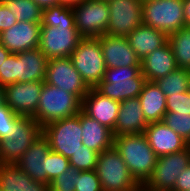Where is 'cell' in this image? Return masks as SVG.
Returning <instances> with one entry per match:
<instances>
[{"label":"cell","instance_id":"cell-41","mask_svg":"<svg viewBox=\"0 0 190 191\" xmlns=\"http://www.w3.org/2000/svg\"><path fill=\"white\" fill-rule=\"evenodd\" d=\"M37 4L42 10L52 6L60 5L59 0H32Z\"/></svg>","mask_w":190,"mask_h":191},{"label":"cell","instance_id":"cell-23","mask_svg":"<svg viewBox=\"0 0 190 191\" xmlns=\"http://www.w3.org/2000/svg\"><path fill=\"white\" fill-rule=\"evenodd\" d=\"M82 143L97 153L114 147L113 131L80 111Z\"/></svg>","mask_w":190,"mask_h":191},{"label":"cell","instance_id":"cell-45","mask_svg":"<svg viewBox=\"0 0 190 191\" xmlns=\"http://www.w3.org/2000/svg\"><path fill=\"white\" fill-rule=\"evenodd\" d=\"M129 191H148V190L146 189L145 185L139 184L137 187Z\"/></svg>","mask_w":190,"mask_h":191},{"label":"cell","instance_id":"cell-15","mask_svg":"<svg viewBox=\"0 0 190 191\" xmlns=\"http://www.w3.org/2000/svg\"><path fill=\"white\" fill-rule=\"evenodd\" d=\"M41 23L17 22L0 33V43L11 53H20L39 47Z\"/></svg>","mask_w":190,"mask_h":191},{"label":"cell","instance_id":"cell-18","mask_svg":"<svg viewBox=\"0 0 190 191\" xmlns=\"http://www.w3.org/2000/svg\"><path fill=\"white\" fill-rule=\"evenodd\" d=\"M119 109V101L102 95L95 88H90L82 100V111L113 132Z\"/></svg>","mask_w":190,"mask_h":191},{"label":"cell","instance_id":"cell-7","mask_svg":"<svg viewBox=\"0 0 190 191\" xmlns=\"http://www.w3.org/2000/svg\"><path fill=\"white\" fill-rule=\"evenodd\" d=\"M82 39L75 23L55 24V27L41 26L38 48L48 60L70 57Z\"/></svg>","mask_w":190,"mask_h":191},{"label":"cell","instance_id":"cell-32","mask_svg":"<svg viewBox=\"0 0 190 191\" xmlns=\"http://www.w3.org/2000/svg\"><path fill=\"white\" fill-rule=\"evenodd\" d=\"M162 121L190 143V114L166 112Z\"/></svg>","mask_w":190,"mask_h":191},{"label":"cell","instance_id":"cell-19","mask_svg":"<svg viewBox=\"0 0 190 191\" xmlns=\"http://www.w3.org/2000/svg\"><path fill=\"white\" fill-rule=\"evenodd\" d=\"M50 150V143L42 134L15 164L34 181L47 184L46 156Z\"/></svg>","mask_w":190,"mask_h":191},{"label":"cell","instance_id":"cell-27","mask_svg":"<svg viewBox=\"0 0 190 191\" xmlns=\"http://www.w3.org/2000/svg\"><path fill=\"white\" fill-rule=\"evenodd\" d=\"M168 44L174 54L178 68L190 71V27H182L168 35Z\"/></svg>","mask_w":190,"mask_h":191},{"label":"cell","instance_id":"cell-28","mask_svg":"<svg viewBox=\"0 0 190 191\" xmlns=\"http://www.w3.org/2000/svg\"><path fill=\"white\" fill-rule=\"evenodd\" d=\"M154 82L166 97L184 93L190 88V71L177 68Z\"/></svg>","mask_w":190,"mask_h":191},{"label":"cell","instance_id":"cell-43","mask_svg":"<svg viewBox=\"0 0 190 191\" xmlns=\"http://www.w3.org/2000/svg\"><path fill=\"white\" fill-rule=\"evenodd\" d=\"M11 54L1 43H0V66L4 63V61L9 57Z\"/></svg>","mask_w":190,"mask_h":191},{"label":"cell","instance_id":"cell-11","mask_svg":"<svg viewBox=\"0 0 190 191\" xmlns=\"http://www.w3.org/2000/svg\"><path fill=\"white\" fill-rule=\"evenodd\" d=\"M190 164V146L186 149L158 157L154 172L145 184L148 191H172L181 174Z\"/></svg>","mask_w":190,"mask_h":191},{"label":"cell","instance_id":"cell-40","mask_svg":"<svg viewBox=\"0 0 190 191\" xmlns=\"http://www.w3.org/2000/svg\"><path fill=\"white\" fill-rule=\"evenodd\" d=\"M172 191H190V164L177 176Z\"/></svg>","mask_w":190,"mask_h":191},{"label":"cell","instance_id":"cell-37","mask_svg":"<svg viewBox=\"0 0 190 191\" xmlns=\"http://www.w3.org/2000/svg\"><path fill=\"white\" fill-rule=\"evenodd\" d=\"M16 63L17 53H11L9 57L0 66V87L4 88L10 84L16 83Z\"/></svg>","mask_w":190,"mask_h":191},{"label":"cell","instance_id":"cell-24","mask_svg":"<svg viewBox=\"0 0 190 191\" xmlns=\"http://www.w3.org/2000/svg\"><path fill=\"white\" fill-rule=\"evenodd\" d=\"M1 191H50L48 184L34 181L15 163L0 165Z\"/></svg>","mask_w":190,"mask_h":191},{"label":"cell","instance_id":"cell-8","mask_svg":"<svg viewBox=\"0 0 190 191\" xmlns=\"http://www.w3.org/2000/svg\"><path fill=\"white\" fill-rule=\"evenodd\" d=\"M43 135L48 139L52 151L70 159L83 145L80 112L44 126Z\"/></svg>","mask_w":190,"mask_h":191},{"label":"cell","instance_id":"cell-3","mask_svg":"<svg viewBox=\"0 0 190 191\" xmlns=\"http://www.w3.org/2000/svg\"><path fill=\"white\" fill-rule=\"evenodd\" d=\"M145 82L141 67L107 68L103 80L95 89L102 95L121 102L139 97Z\"/></svg>","mask_w":190,"mask_h":191},{"label":"cell","instance_id":"cell-1","mask_svg":"<svg viewBox=\"0 0 190 191\" xmlns=\"http://www.w3.org/2000/svg\"><path fill=\"white\" fill-rule=\"evenodd\" d=\"M114 147L120 153L137 183L145 185L151 178L158 159L145 134L116 136Z\"/></svg>","mask_w":190,"mask_h":191},{"label":"cell","instance_id":"cell-38","mask_svg":"<svg viewBox=\"0 0 190 191\" xmlns=\"http://www.w3.org/2000/svg\"><path fill=\"white\" fill-rule=\"evenodd\" d=\"M166 112L190 114V92L167 96Z\"/></svg>","mask_w":190,"mask_h":191},{"label":"cell","instance_id":"cell-26","mask_svg":"<svg viewBox=\"0 0 190 191\" xmlns=\"http://www.w3.org/2000/svg\"><path fill=\"white\" fill-rule=\"evenodd\" d=\"M138 99L147 123L163 120L167 98L155 82L146 81Z\"/></svg>","mask_w":190,"mask_h":191},{"label":"cell","instance_id":"cell-4","mask_svg":"<svg viewBox=\"0 0 190 191\" xmlns=\"http://www.w3.org/2000/svg\"><path fill=\"white\" fill-rule=\"evenodd\" d=\"M95 172L103 191H129L139 185L115 147L99 154Z\"/></svg>","mask_w":190,"mask_h":191},{"label":"cell","instance_id":"cell-39","mask_svg":"<svg viewBox=\"0 0 190 191\" xmlns=\"http://www.w3.org/2000/svg\"><path fill=\"white\" fill-rule=\"evenodd\" d=\"M18 20L3 2H0V33L11 28Z\"/></svg>","mask_w":190,"mask_h":191},{"label":"cell","instance_id":"cell-14","mask_svg":"<svg viewBox=\"0 0 190 191\" xmlns=\"http://www.w3.org/2000/svg\"><path fill=\"white\" fill-rule=\"evenodd\" d=\"M41 81L16 82L3 88L4 101L17 115L22 117H34L40 99Z\"/></svg>","mask_w":190,"mask_h":191},{"label":"cell","instance_id":"cell-13","mask_svg":"<svg viewBox=\"0 0 190 191\" xmlns=\"http://www.w3.org/2000/svg\"><path fill=\"white\" fill-rule=\"evenodd\" d=\"M44 82L74 94L81 100L90 89L76 71L70 57L48 60Z\"/></svg>","mask_w":190,"mask_h":191},{"label":"cell","instance_id":"cell-33","mask_svg":"<svg viewBox=\"0 0 190 191\" xmlns=\"http://www.w3.org/2000/svg\"><path fill=\"white\" fill-rule=\"evenodd\" d=\"M68 168H70L69 159L50 150L46 156L47 184L49 185L50 181L65 172Z\"/></svg>","mask_w":190,"mask_h":191},{"label":"cell","instance_id":"cell-20","mask_svg":"<svg viewBox=\"0 0 190 191\" xmlns=\"http://www.w3.org/2000/svg\"><path fill=\"white\" fill-rule=\"evenodd\" d=\"M148 126L138 97L120 102V109L114 126V137L129 134H141Z\"/></svg>","mask_w":190,"mask_h":191},{"label":"cell","instance_id":"cell-12","mask_svg":"<svg viewBox=\"0 0 190 191\" xmlns=\"http://www.w3.org/2000/svg\"><path fill=\"white\" fill-rule=\"evenodd\" d=\"M110 18L106 34L127 37L143 24L142 2L140 0H107Z\"/></svg>","mask_w":190,"mask_h":191},{"label":"cell","instance_id":"cell-17","mask_svg":"<svg viewBox=\"0 0 190 191\" xmlns=\"http://www.w3.org/2000/svg\"><path fill=\"white\" fill-rule=\"evenodd\" d=\"M144 134L150 147L158 157L180 152L189 146L184 138L163 121L148 123Z\"/></svg>","mask_w":190,"mask_h":191},{"label":"cell","instance_id":"cell-44","mask_svg":"<svg viewBox=\"0 0 190 191\" xmlns=\"http://www.w3.org/2000/svg\"><path fill=\"white\" fill-rule=\"evenodd\" d=\"M82 0H59L61 5H65L68 7H73L79 4Z\"/></svg>","mask_w":190,"mask_h":191},{"label":"cell","instance_id":"cell-10","mask_svg":"<svg viewBox=\"0 0 190 191\" xmlns=\"http://www.w3.org/2000/svg\"><path fill=\"white\" fill-rule=\"evenodd\" d=\"M75 26L83 38H98L105 35L110 10L105 0H82L72 7Z\"/></svg>","mask_w":190,"mask_h":191},{"label":"cell","instance_id":"cell-9","mask_svg":"<svg viewBox=\"0 0 190 191\" xmlns=\"http://www.w3.org/2000/svg\"><path fill=\"white\" fill-rule=\"evenodd\" d=\"M43 134V127L33 117H23L10 131V135L0 140V160L2 164L16 163L29 146Z\"/></svg>","mask_w":190,"mask_h":191},{"label":"cell","instance_id":"cell-30","mask_svg":"<svg viewBox=\"0 0 190 191\" xmlns=\"http://www.w3.org/2000/svg\"><path fill=\"white\" fill-rule=\"evenodd\" d=\"M75 23L72 7L56 5L42 10L41 26L55 27V24Z\"/></svg>","mask_w":190,"mask_h":191},{"label":"cell","instance_id":"cell-35","mask_svg":"<svg viewBox=\"0 0 190 191\" xmlns=\"http://www.w3.org/2000/svg\"><path fill=\"white\" fill-rule=\"evenodd\" d=\"M22 116L14 113L4 102L0 105V140L10 135L11 129L22 119Z\"/></svg>","mask_w":190,"mask_h":191},{"label":"cell","instance_id":"cell-29","mask_svg":"<svg viewBox=\"0 0 190 191\" xmlns=\"http://www.w3.org/2000/svg\"><path fill=\"white\" fill-rule=\"evenodd\" d=\"M2 2L19 22L41 23L42 9L32 0H4Z\"/></svg>","mask_w":190,"mask_h":191},{"label":"cell","instance_id":"cell-6","mask_svg":"<svg viewBox=\"0 0 190 191\" xmlns=\"http://www.w3.org/2000/svg\"><path fill=\"white\" fill-rule=\"evenodd\" d=\"M143 25L163 31L167 36L185 27L183 0L142 2Z\"/></svg>","mask_w":190,"mask_h":191},{"label":"cell","instance_id":"cell-16","mask_svg":"<svg viewBox=\"0 0 190 191\" xmlns=\"http://www.w3.org/2000/svg\"><path fill=\"white\" fill-rule=\"evenodd\" d=\"M97 39L102 47L106 68L141 67V61L130 46L127 37L105 34Z\"/></svg>","mask_w":190,"mask_h":191},{"label":"cell","instance_id":"cell-25","mask_svg":"<svg viewBox=\"0 0 190 191\" xmlns=\"http://www.w3.org/2000/svg\"><path fill=\"white\" fill-rule=\"evenodd\" d=\"M127 39L142 61L148 54L162 47L167 42L168 36L163 31L142 24L133 30Z\"/></svg>","mask_w":190,"mask_h":191},{"label":"cell","instance_id":"cell-2","mask_svg":"<svg viewBox=\"0 0 190 191\" xmlns=\"http://www.w3.org/2000/svg\"><path fill=\"white\" fill-rule=\"evenodd\" d=\"M82 110V100L56 86L43 83L34 119L42 126L77 115Z\"/></svg>","mask_w":190,"mask_h":191},{"label":"cell","instance_id":"cell-22","mask_svg":"<svg viewBox=\"0 0 190 191\" xmlns=\"http://www.w3.org/2000/svg\"><path fill=\"white\" fill-rule=\"evenodd\" d=\"M176 60L170 45L166 42L162 47L148 54L141 61V73L146 81L154 82L177 69Z\"/></svg>","mask_w":190,"mask_h":191},{"label":"cell","instance_id":"cell-46","mask_svg":"<svg viewBox=\"0 0 190 191\" xmlns=\"http://www.w3.org/2000/svg\"><path fill=\"white\" fill-rule=\"evenodd\" d=\"M4 102V90L0 87V105H2Z\"/></svg>","mask_w":190,"mask_h":191},{"label":"cell","instance_id":"cell-21","mask_svg":"<svg viewBox=\"0 0 190 191\" xmlns=\"http://www.w3.org/2000/svg\"><path fill=\"white\" fill-rule=\"evenodd\" d=\"M47 62L39 48L17 53L16 82H44Z\"/></svg>","mask_w":190,"mask_h":191},{"label":"cell","instance_id":"cell-31","mask_svg":"<svg viewBox=\"0 0 190 191\" xmlns=\"http://www.w3.org/2000/svg\"><path fill=\"white\" fill-rule=\"evenodd\" d=\"M99 153L82 145L69 159L70 167L77 171L95 170Z\"/></svg>","mask_w":190,"mask_h":191},{"label":"cell","instance_id":"cell-36","mask_svg":"<svg viewBox=\"0 0 190 191\" xmlns=\"http://www.w3.org/2000/svg\"><path fill=\"white\" fill-rule=\"evenodd\" d=\"M76 170L72 167L50 181V191H75Z\"/></svg>","mask_w":190,"mask_h":191},{"label":"cell","instance_id":"cell-5","mask_svg":"<svg viewBox=\"0 0 190 191\" xmlns=\"http://www.w3.org/2000/svg\"><path fill=\"white\" fill-rule=\"evenodd\" d=\"M70 59L89 88H95L103 80L107 68L97 38H83Z\"/></svg>","mask_w":190,"mask_h":191},{"label":"cell","instance_id":"cell-42","mask_svg":"<svg viewBox=\"0 0 190 191\" xmlns=\"http://www.w3.org/2000/svg\"><path fill=\"white\" fill-rule=\"evenodd\" d=\"M185 26L190 27V0H183Z\"/></svg>","mask_w":190,"mask_h":191},{"label":"cell","instance_id":"cell-34","mask_svg":"<svg viewBox=\"0 0 190 191\" xmlns=\"http://www.w3.org/2000/svg\"><path fill=\"white\" fill-rule=\"evenodd\" d=\"M75 191H103L95 170L77 171Z\"/></svg>","mask_w":190,"mask_h":191}]
</instances>
